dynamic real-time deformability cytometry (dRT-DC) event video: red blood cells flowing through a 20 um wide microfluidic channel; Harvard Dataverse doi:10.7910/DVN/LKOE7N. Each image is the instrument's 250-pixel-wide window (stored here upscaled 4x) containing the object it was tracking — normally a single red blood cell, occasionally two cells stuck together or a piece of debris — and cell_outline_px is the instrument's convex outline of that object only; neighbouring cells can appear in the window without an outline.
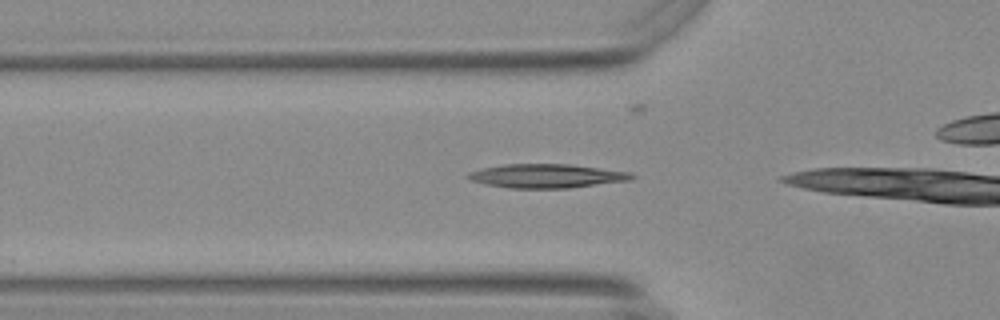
{"species": "Egyptian fruit bat (a non-hibernating species)", "species_latin": "Rousettus aegyptiacus", "temperature_condition": "warm", "stored_images_in_passage": 8, "camera_frame_rate_fps": 3000, "um_per_image_px": 0.085, "animal": {"sex": "female"}, "frame": {"image": 1, "passage_image": 4, "time_ms": 1.0, "image_size_px": [1000, 320], "cell_outline_px": [[636, 176], [632, 180], [568, 188], [508, 188], [484, 184], [472, 180], [464, 176], [468, 172], [484, 168], [508, 164], [572, 164], [628, 172]], "centroid_in_image_um": [46.46, 14.96], "position_along_channel_um": 79.3, "area_um2": 22.72}}
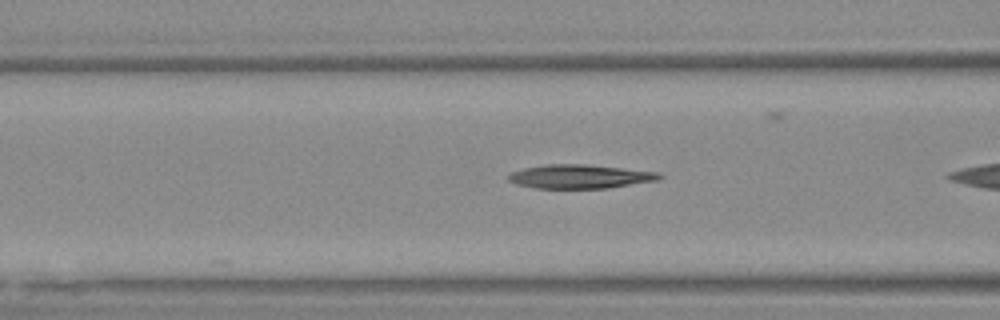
{"frame": {"image": 2, "passage_image": 7, "time_ms": 2.0, "image_size_px": [1000, 320], "cell_outline_px": [[664, 176], [656, 180], [604, 188], [536, 188], [520, 184], [508, 180], [508, 176], [512, 172], [524, 168], [544, 164], [584, 164], [656, 172]], "centroid_in_image_um": [49.25, 14.99], "position_along_channel_um": 117.4, "area_um2": 20.46}}